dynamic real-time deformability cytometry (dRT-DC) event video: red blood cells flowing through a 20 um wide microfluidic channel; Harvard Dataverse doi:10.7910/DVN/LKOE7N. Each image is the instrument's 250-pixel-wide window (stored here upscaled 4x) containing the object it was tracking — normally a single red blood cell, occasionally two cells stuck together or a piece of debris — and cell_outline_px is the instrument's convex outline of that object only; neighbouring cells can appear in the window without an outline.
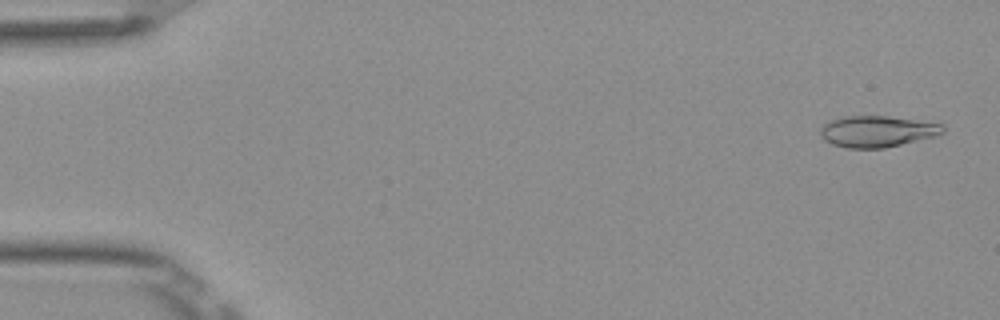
{"species": "Egyptian fruit bat (a non-hibernating species)", "species_latin": "Rousettus aegyptiacus", "temperature_condition": "room temperature", "stored_images_in_passage": 52, "camera_frame_rate_fps": 3000, "um_per_image_px": 0.085, "frame": {"image": 1, "passage_image": 2, "time_ms": 0.333, "image_size_px": [1000, 320], "cell_outline_px": [[944, 132], [936, 136], [884, 148], [848, 148], [832, 144], [824, 140], [820, 136], [820, 128], [828, 120], [844, 116], [888, 116], [944, 124]], "centroid_in_image_um": [74.53, 11.16], "position_along_channel_um": 10.5, "area_um2": 22.43}}
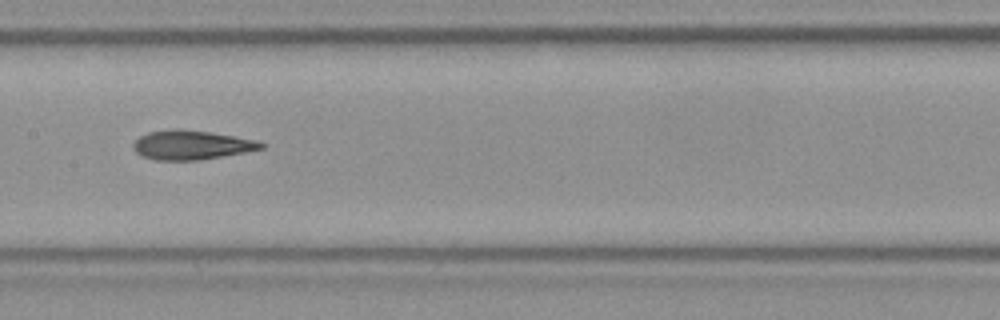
{"frame": {"image": 2, "passage_image": 26, "time_ms": 8.333, "image_size_px": [1000, 320], "cell_outline_px": [[264, 148], [244, 152], [200, 160], [152, 160], [140, 156], [132, 148], [132, 144], [140, 136], [148, 132], [176, 128], [208, 132], [256, 140], [264, 144]], "centroid_in_image_um": [16.2, 12.33], "position_along_channel_um": 191.2, "area_um2": 21.68}}
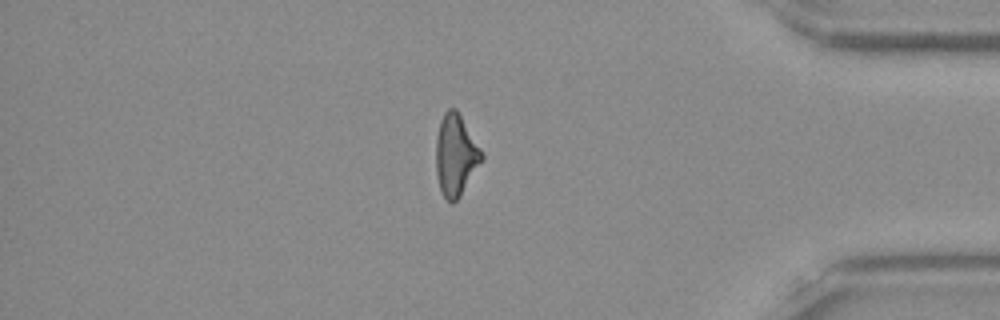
{"frame": {"image": 3, "passage_image": 44, "time_ms": 14.333, "image_size_px": [1000, 320], "cell_outline_px": [[484, 156], [460, 196], [452, 204], [444, 196], [440, 188], [436, 172], [436, 136], [440, 120], [444, 112], [448, 108], [456, 108], [484, 152]], "centroid_in_image_um": [38.73, 13.14], "position_along_channel_um": 396.5, "area_um2": 21.62}, "authors_computed_cell_mechanics": {"area_um2": 21.7039, "velocity_mm_per_s": 3.935, "shape_relaxation_time_tau1_ms": null, "shape_relaxation_time_tau2_ms": 3.0009, "deformation_change_tau1": null, "deformation_change_tau2": 0.1215}}